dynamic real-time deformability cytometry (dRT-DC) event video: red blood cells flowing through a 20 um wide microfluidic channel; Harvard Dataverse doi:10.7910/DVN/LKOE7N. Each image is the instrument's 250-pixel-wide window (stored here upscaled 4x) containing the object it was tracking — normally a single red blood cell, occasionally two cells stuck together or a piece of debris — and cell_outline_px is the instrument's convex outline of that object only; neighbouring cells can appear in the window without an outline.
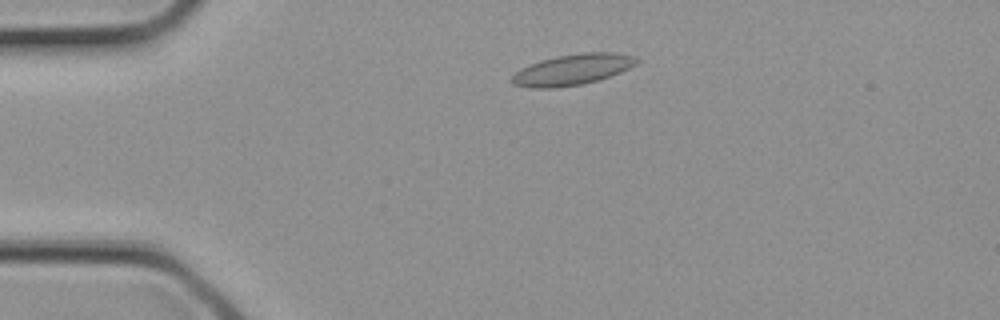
{"species": "common noctule bat (a hibernating species)", "species_latin": "Nyctalus noctula", "temperature_condition": "cold", "stored_images_in_passage": 2, "camera_frame_rate_fps": 3000, "um_per_image_px": 0.085, "animal": {"sex": "female", "body_mass_g": 21.9}, "frame": {"image": 1, "passage_image": 1, "time_ms": 0.0, "image_size_px": [1000, 320], "cell_outline_px": [[640, 60], [636, 64], [620, 72], [596, 80], [580, 84], [552, 88], [528, 88], [512, 84], [512, 76], [520, 68], [528, 64], [540, 60], [556, 56], [580, 52], [616, 52], [636, 56]], "centroid_in_image_um": [48.64, 5.89], "position_along_channel_um": 36.4, "area_um2": 22.48}}
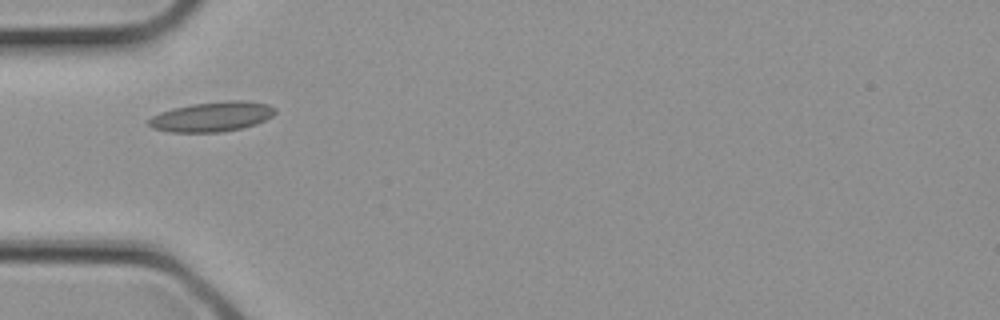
{"frame": {"image": 2, "passage_image": 2, "time_ms": 0.333, "image_size_px": [1000, 320], "cell_outline_px": [[276, 112], [272, 116], [256, 124], [240, 128], [220, 132], [168, 132], [152, 128], [148, 124], [148, 120], [152, 116], [160, 112], [192, 104], [228, 100], [244, 100], [268, 104], [276, 108]], "centroid_in_image_um": [18.03, 9.91], "position_along_channel_um": 67.0, "area_um2": 21.91}}